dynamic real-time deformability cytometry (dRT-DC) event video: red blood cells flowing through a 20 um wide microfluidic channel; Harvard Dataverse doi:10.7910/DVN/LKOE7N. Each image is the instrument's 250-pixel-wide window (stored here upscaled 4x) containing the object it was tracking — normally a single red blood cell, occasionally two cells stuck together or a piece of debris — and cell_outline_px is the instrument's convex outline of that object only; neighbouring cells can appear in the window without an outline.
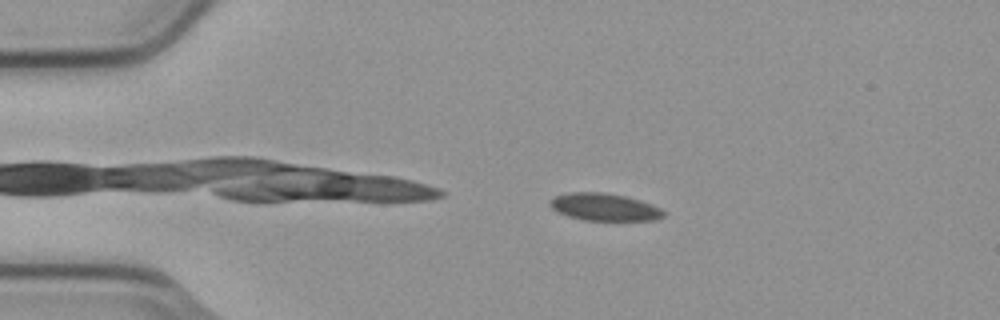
{"species": "common noctule bat (a hibernating species)", "species_latin": "Nyctalus noctula", "temperature_condition": "cold", "stored_images_in_passage": 50, "camera_frame_rate_fps": 3000, "um_per_image_px": 0.085, "animal": {"sex": "male", "body_mass_g": 23.1, "forearm_length_mm": 52.7}, "frame": {"image": 1, "passage_image": 6, "time_ms": 1.667, "image_size_px": [1000, 320], "cell_outline_px": [[668, 212], [664, 216], [656, 220], [584, 220], [568, 216], [552, 208], [548, 204], [548, 200], [556, 196], [568, 192], [604, 192], [624, 196], [640, 200], [652, 204]], "centroid_in_image_um": [51.39, 17.59], "position_along_channel_um": 33.6, "area_um2": 18.21}}
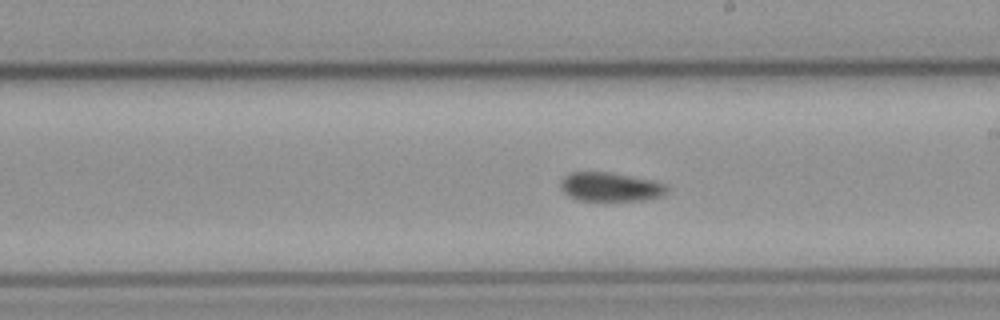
{"frame": {"image": 2, "passage_image": 26, "time_ms": 8.333, "image_size_px": [1000, 320], "cell_outline_px": [[668, 192], [664, 196], [644, 200], [576, 200], [568, 196], [560, 188], [560, 180], [568, 172], [608, 172], [652, 180], [664, 184], [668, 188]], "centroid_in_image_um": [51.86, 15.89], "position_along_channel_um": 237.1, "area_um2": 18.03}}
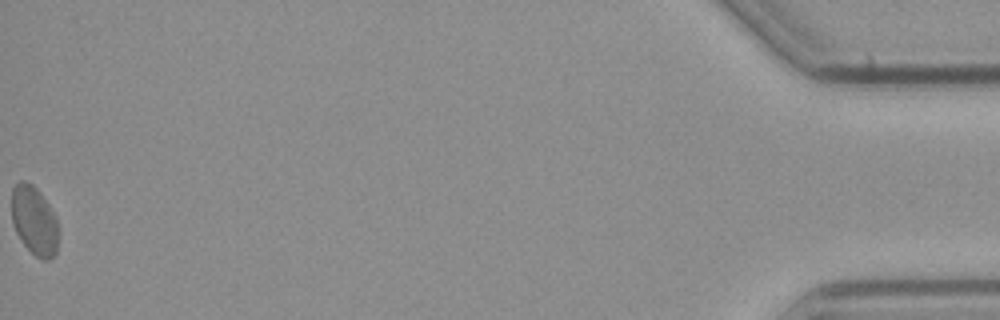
{"frame": {"image": 3, "passage_image": 50, "time_ms": 16.333, "image_size_px": [1000, 320], "cell_outline_px": [[56, 252], [48, 260], [44, 260], [36, 256], [24, 244], [16, 232], [12, 224], [12, 188], [20, 180], [24, 180], [32, 184], [36, 188], [56, 216]], "centroid_in_image_um": [2.87, 18.73], "position_along_channel_um": 432.3, "area_um2": 18.32}}